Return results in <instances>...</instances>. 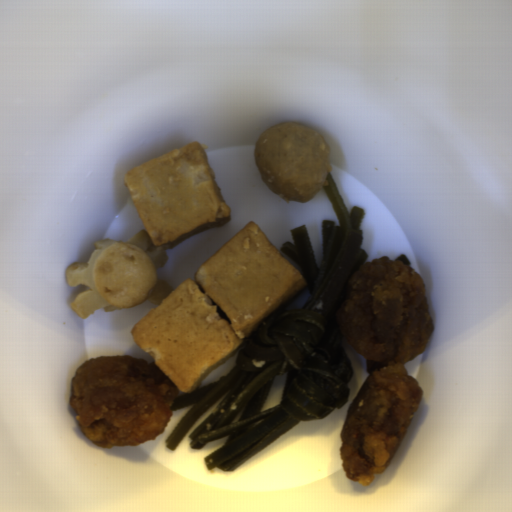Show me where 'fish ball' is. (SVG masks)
<instances>
[{
  "label": "fish ball",
  "instance_id": "53f4d19a",
  "mask_svg": "<svg viewBox=\"0 0 512 512\" xmlns=\"http://www.w3.org/2000/svg\"><path fill=\"white\" fill-rule=\"evenodd\" d=\"M199 141L127 171L124 184L153 244L168 251L225 227L231 209Z\"/></svg>",
  "mask_w": 512,
  "mask_h": 512
},
{
  "label": "fish ball",
  "instance_id": "29854b86",
  "mask_svg": "<svg viewBox=\"0 0 512 512\" xmlns=\"http://www.w3.org/2000/svg\"><path fill=\"white\" fill-rule=\"evenodd\" d=\"M306 285L257 222L249 221L129 332L188 394Z\"/></svg>",
  "mask_w": 512,
  "mask_h": 512
}]
</instances>
